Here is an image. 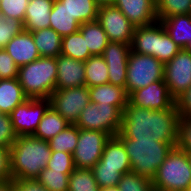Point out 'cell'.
<instances>
[{"mask_svg":"<svg viewBox=\"0 0 191 191\" xmlns=\"http://www.w3.org/2000/svg\"><path fill=\"white\" fill-rule=\"evenodd\" d=\"M70 174L45 168L40 172L36 180L48 191H68Z\"/></svg>","mask_w":191,"mask_h":191,"instance_id":"cell-36","label":"cell"},{"mask_svg":"<svg viewBox=\"0 0 191 191\" xmlns=\"http://www.w3.org/2000/svg\"><path fill=\"white\" fill-rule=\"evenodd\" d=\"M109 138L106 132L79 128L78 142L72 154L75 168L91 169L100 160Z\"/></svg>","mask_w":191,"mask_h":191,"instance_id":"cell-10","label":"cell"},{"mask_svg":"<svg viewBox=\"0 0 191 191\" xmlns=\"http://www.w3.org/2000/svg\"><path fill=\"white\" fill-rule=\"evenodd\" d=\"M97 163H103V167L131 168L129 156L117 135L106 141L103 154Z\"/></svg>","mask_w":191,"mask_h":191,"instance_id":"cell-22","label":"cell"},{"mask_svg":"<svg viewBox=\"0 0 191 191\" xmlns=\"http://www.w3.org/2000/svg\"><path fill=\"white\" fill-rule=\"evenodd\" d=\"M29 0H0V15L24 22Z\"/></svg>","mask_w":191,"mask_h":191,"instance_id":"cell-39","label":"cell"},{"mask_svg":"<svg viewBox=\"0 0 191 191\" xmlns=\"http://www.w3.org/2000/svg\"><path fill=\"white\" fill-rule=\"evenodd\" d=\"M180 118H191V86L175 99Z\"/></svg>","mask_w":191,"mask_h":191,"instance_id":"cell-44","label":"cell"},{"mask_svg":"<svg viewBox=\"0 0 191 191\" xmlns=\"http://www.w3.org/2000/svg\"><path fill=\"white\" fill-rule=\"evenodd\" d=\"M23 30L21 21L0 15V49H5L8 42Z\"/></svg>","mask_w":191,"mask_h":191,"instance_id":"cell-38","label":"cell"},{"mask_svg":"<svg viewBox=\"0 0 191 191\" xmlns=\"http://www.w3.org/2000/svg\"><path fill=\"white\" fill-rule=\"evenodd\" d=\"M16 138L10 114L0 113V147L10 148Z\"/></svg>","mask_w":191,"mask_h":191,"instance_id":"cell-41","label":"cell"},{"mask_svg":"<svg viewBox=\"0 0 191 191\" xmlns=\"http://www.w3.org/2000/svg\"><path fill=\"white\" fill-rule=\"evenodd\" d=\"M85 81L87 87L108 83V68L102 55L89 57L85 62Z\"/></svg>","mask_w":191,"mask_h":191,"instance_id":"cell-30","label":"cell"},{"mask_svg":"<svg viewBox=\"0 0 191 191\" xmlns=\"http://www.w3.org/2000/svg\"><path fill=\"white\" fill-rule=\"evenodd\" d=\"M165 65L150 55L133 51L128 57L126 91L128 95L158 80H164Z\"/></svg>","mask_w":191,"mask_h":191,"instance_id":"cell-7","label":"cell"},{"mask_svg":"<svg viewBox=\"0 0 191 191\" xmlns=\"http://www.w3.org/2000/svg\"><path fill=\"white\" fill-rule=\"evenodd\" d=\"M49 19L50 28L54 29L61 37L76 33L80 29V23L67 12L58 0H54Z\"/></svg>","mask_w":191,"mask_h":191,"instance_id":"cell-23","label":"cell"},{"mask_svg":"<svg viewBox=\"0 0 191 191\" xmlns=\"http://www.w3.org/2000/svg\"><path fill=\"white\" fill-rule=\"evenodd\" d=\"M35 46L42 57H58L61 54L62 37L52 28L31 32Z\"/></svg>","mask_w":191,"mask_h":191,"instance_id":"cell-25","label":"cell"},{"mask_svg":"<svg viewBox=\"0 0 191 191\" xmlns=\"http://www.w3.org/2000/svg\"><path fill=\"white\" fill-rule=\"evenodd\" d=\"M67 12L80 23L97 20L99 6L94 0H58Z\"/></svg>","mask_w":191,"mask_h":191,"instance_id":"cell-29","label":"cell"},{"mask_svg":"<svg viewBox=\"0 0 191 191\" xmlns=\"http://www.w3.org/2000/svg\"><path fill=\"white\" fill-rule=\"evenodd\" d=\"M180 50L181 47L171 39L163 24L160 21H156V45L154 57L165 65Z\"/></svg>","mask_w":191,"mask_h":191,"instance_id":"cell-28","label":"cell"},{"mask_svg":"<svg viewBox=\"0 0 191 191\" xmlns=\"http://www.w3.org/2000/svg\"><path fill=\"white\" fill-rule=\"evenodd\" d=\"M68 191H100L92 169L75 168L69 175Z\"/></svg>","mask_w":191,"mask_h":191,"instance_id":"cell-33","label":"cell"},{"mask_svg":"<svg viewBox=\"0 0 191 191\" xmlns=\"http://www.w3.org/2000/svg\"><path fill=\"white\" fill-rule=\"evenodd\" d=\"M130 45L109 42L102 54L108 68V83L126 88L128 57Z\"/></svg>","mask_w":191,"mask_h":191,"instance_id":"cell-14","label":"cell"},{"mask_svg":"<svg viewBox=\"0 0 191 191\" xmlns=\"http://www.w3.org/2000/svg\"><path fill=\"white\" fill-rule=\"evenodd\" d=\"M97 22L104 29L109 41L131 45L135 26L114 5L98 9Z\"/></svg>","mask_w":191,"mask_h":191,"instance_id":"cell-11","label":"cell"},{"mask_svg":"<svg viewBox=\"0 0 191 191\" xmlns=\"http://www.w3.org/2000/svg\"><path fill=\"white\" fill-rule=\"evenodd\" d=\"M0 191H13V180L0 182Z\"/></svg>","mask_w":191,"mask_h":191,"instance_id":"cell-47","label":"cell"},{"mask_svg":"<svg viewBox=\"0 0 191 191\" xmlns=\"http://www.w3.org/2000/svg\"><path fill=\"white\" fill-rule=\"evenodd\" d=\"M123 112L114 105L89 102L80 113L75 125L84 130L106 132L116 136L121 129Z\"/></svg>","mask_w":191,"mask_h":191,"instance_id":"cell-6","label":"cell"},{"mask_svg":"<svg viewBox=\"0 0 191 191\" xmlns=\"http://www.w3.org/2000/svg\"><path fill=\"white\" fill-rule=\"evenodd\" d=\"M128 102L135 107L165 110L175 103V99L169 94L165 81L158 80L144 88L131 92L128 95Z\"/></svg>","mask_w":191,"mask_h":191,"instance_id":"cell-13","label":"cell"},{"mask_svg":"<svg viewBox=\"0 0 191 191\" xmlns=\"http://www.w3.org/2000/svg\"><path fill=\"white\" fill-rule=\"evenodd\" d=\"M61 55L85 62L92 55L80 31L62 37Z\"/></svg>","mask_w":191,"mask_h":191,"instance_id":"cell-31","label":"cell"},{"mask_svg":"<svg viewBox=\"0 0 191 191\" xmlns=\"http://www.w3.org/2000/svg\"><path fill=\"white\" fill-rule=\"evenodd\" d=\"M12 180L10 148L0 147V182Z\"/></svg>","mask_w":191,"mask_h":191,"instance_id":"cell-45","label":"cell"},{"mask_svg":"<svg viewBox=\"0 0 191 191\" xmlns=\"http://www.w3.org/2000/svg\"><path fill=\"white\" fill-rule=\"evenodd\" d=\"M176 147L191 154V118H180Z\"/></svg>","mask_w":191,"mask_h":191,"instance_id":"cell-42","label":"cell"},{"mask_svg":"<svg viewBox=\"0 0 191 191\" xmlns=\"http://www.w3.org/2000/svg\"><path fill=\"white\" fill-rule=\"evenodd\" d=\"M95 3L101 7V6H109V5H114L115 0H94Z\"/></svg>","mask_w":191,"mask_h":191,"instance_id":"cell-48","label":"cell"},{"mask_svg":"<svg viewBox=\"0 0 191 191\" xmlns=\"http://www.w3.org/2000/svg\"><path fill=\"white\" fill-rule=\"evenodd\" d=\"M121 140L130 159L131 171L151 181L158 167L175 147L171 143L154 140Z\"/></svg>","mask_w":191,"mask_h":191,"instance_id":"cell-4","label":"cell"},{"mask_svg":"<svg viewBox=\"0 0 191 191\" xmlns=\"http://www.w3.org/2000/svg\"><path fill=\"white\" fill-rule=\"evenodd\" d=\"M117 186L120 191H152L153 189L150 179L139 176L132 171L122 174Z\"/></svg>","mask_w":191,"mask_h":191,"instance_id":"cell-37","label":"cell"},{"mask_svg":"<svg viewBox=\"0 0 191 191\" xmlns=\"http://www.w3.org/2000/svg\"><path fill=\"white\" fill-rule=\"evenodd\" d=\"M158 21L170 16L191 14V0H155Z\"/></svg>","mask_w":191,"mask_h":191,"instance_id":"cell-35","label":"cell"},{"mask_svg":"<svg viewBox=\"0 0 191 191\" xmlns=\"http://www.w3.org/2000/svg\"><path fill=\"white\" fill-rule=\"evenodd\" d=\"M100 191H120L118 186H112V187H103L100 188Z\"/></svg>","mask_w":191,"mask_h":191,"instance_id":"cell-49","label":"cell"},{"mask_svg":"<svg viewBox=\"0 0 191 191\" xmlns=\"http://www.w3.org/2000/svg\"><path fill=\"white\" fill-rule=\"evenodd\" d=\"M153 188L160 191H187L191 187L189 154L174 147L158 167L152 179Z\"/></svg>","mask_w":191,"mask_h":191,"instance_id":"cell-5","label":"cell"},{"mask_svg":"<svg viewBox=\"0 0 191 191\" xmlns=\"http://www.w3.org/2000/svg\"><path fill=\"white\" fill-rule=\"evenodd\" d=\"M79 128L69 124L62 132L48 140L51 151H62L73 154L78 142Z\"/></svg>","mask_w":191,"mask_h":191,"instance_id":"cell-32","label":"cell"},{"mask_svg":"<svg viewBox=\"0 0 191 191\" xmlns=\"http://www.w3.org/2000/svg\"><path fill=\"white\" fill-rule=\"evenodd\" d=\"M79 31L85 39L86 47L92 56L102 55L110 42L102 26L96 21L80 24Z\"/></svg>","mask_w":191,"mask_h":191,"instance_id":"cell-24","label":"cell"},{"mask_svg":"<svg viewBox=\"0 0 191 191\" xmlns=\"http://www.w3.org/2000/svg\"><path fill=\"white\" fill-rule=\"evenodd\" d=\"M189 163H190V167H191V154H189Z\"/></svg>","mask_w":191,"mask_h":191,"instance_id":"cell-51","label":"cell"},{"mask_svg":"<svg viewBox=\"0 0 191 191\" xmlns=\"http://www.w3.org/2000/svg\"><path fill=\"white\" fill-rule=\"evenodd\" d=\"M13 191H48L36 179L13 180Z\"/></svg>","mask_w":191,"mask_h":191,"instance_id":"cell-46","label":"cell"},{"mask_svg":"<svg viewBox=\"0 0 191 191\" xmlns=\"http://www.w3.org/2000/svg\"><path fill=\"white\" fill-rule=\"evenodd\" d=\"M164 81L174 99L191 86V52L183 48L165 64Z\"/></svg>","mask_w":191,"mask_h":191,"instance_id":"cell-12","label":"cell"},{"mask_svg":"<svg viewBox=\"0 0 191 191\" xmlns=\"http://www.w3.org/2000/svg\"><path fill=\"white\" fill-rule=\"evenodd\" d=\"M90 101L104 105H114L122 112L128 104V93L126 88L106 83L98 86L88 87Z\"/></svg>","mask_w":191,"mask_h":191,"instance_id":"cell-19","label":"cell"},{"mask_svg":"<svg viewBox=\"0 0 191 191\" xmlns=\"http://www.w3.org/2000/svg\"><path fill=\"white\" fill-rule=\"evenodd\" d=\"M46 168L53 171H62V173H71L75 169L73 156L67 152L52 151Z\"/></svg>","mask_w":191,"mask_h":191,"instance_id":"cell-40","label":"cell"},{"mask_svg":"<svg viewBox=\"0 0 191 191\" xmlns=\"http://www.w3.org/2000/svg\"><path fill=\"white\" fill-rule=\"evenodd\" d=\"M27 99L17 78L0 79V113L10 114Z\"/></svg>","mask_w":191,"mask_h":191,"instance_id":"cell-21","label":"cell"},{"mask_svg":"<svg viewBox=\"0 0 191 191\" xmlns=\"http://www.w3.org/2000/svg\"><path fill=\"white\" fill-rule=\"evenodd\" d=\"M54 0H29L23 22L24 31L50 28V14Z\"/></svg>","mask_w":191,"mask_h":191,"instance_id":"cell-18","label":"cell"},{"mask_svg":"<svg viewBox=\"0 0 191 191\" xmlns=\"http://www.w3.org/2000/svg\"><path fill=\"white\" fill-rule=\"evenodd\" d=\"M180 114L174 103L165 110L135 107L129 102L123 111L120 139L154 140L177 146Z\"/></svg>","mask_w":191,"mask_h":191,"instance_id":"cell-1","label":"cell"},{"mask_svg":"<svg viewBox=\"0 0 191 191\" xmlns=\"http://www.w3.org/2000/svg\"><path fill=\"white\" fill-rule=\"evenodd\" d=\"M18 67L27 65L40 57L32 33L22 31L13 37L5 47Z\"/></svg>","mask_w":191,"mask_h":191,"instance_id":"cell-17","label":"cell"},{"mask_svg":"<svg viewBox=\"0 0 191 191\" xmlns=\"http://www.w3.org/2000/svg\"><path fill=\"white\" fill-rule=\"evenodd\" d=\"M91 169L100 188L117 186L122 174L131 172V168L103 167V163H96Z\"/></svg>","mask_w":191,"mask_h":191,"instance_id":"cell-34","label":"cell"},{"mask_svg":"<svg viewBox=\"0 0 191 191\" xmlns=\"http://www.w3.org/2000/svg\"><path fill=\"white\" fill-rule=\"evenodd\" d=\"M186 51L191 52V41L187 43V45L184 48Z\"/></svg>","mask_w":191,"mask_h":191,"instance_id":"cell-50","label":"cell"},{"mask_svg":"<svg viewBox=\"0 0 191 191\" xmlns=\"http://www.w3.org/2000/svg\"><path fill=\"white\" fill-rule=\"evenodd\" d=\"M50 106L70 124H75L80 113L90 102L88 87L78 86L69 89H56L50 95Z\"/></svg>","mask_w":191,"mask_h":191,"instance_id":"cell-8","label":"cell"},{"mask_svg":"<svg viewBox=\"0 0 191 191\" xmlns=\"http://www.w3.org/2000/svg\"><path fill=\"white\" fill-rule=\"evenodd\" d=\"M155 45L156 22L147 26L135 27L130 45L131 51L154 57Z\"/></svg>","mask_w":191,"mask_h":191,"instance_id":"cell-27","label":"cell"},{"mask_svg":"<svg viewBox=\"0 0 191 191\" xmlns=\"http://www.w3.org/2000/svg\"><path fill=\"white\" fill-rule=\"evenodd\" d=\"M56 57H42L18 68V81L29 99H49L56 90Z\"/></svg>","mask_w":191,"mask_h":191,"instance_id":"cell-3","label":"cell"},{"mask_svg":"<svg viewBox=\"0 0 191 191\" xmlns=\"http://www.w3.org/2000/svg\"><path fill=\"white\" fill-rule=\"evenodd\" d=\"M165 27L171 39L181 47L185 48L191 41V14L170 16L159 20Z\"/></svg>","mask_w":191,"mask_h":191,"instance_id":"cell-20","label":"cell"},{"mask_svg":"<svg viewBox=\"0 0 191 191\" xmlns=\"http://www.w3.org/2000/svg\"><path fill=\"white\" fill-rule=\"evenodd\" d=\"M114 6L135 26H147L158 21L155 0H115Z\"/></svg>","mask_w":191,"mask_h":191,"instance_id":"cell-15","label":"cell"},{"mask_svg":"<svg viewBox=\"0 0 191 191\" xmlns=\"http://www.w3.org/2000/svg\"><path fill=\"white\" fill-rule=\"evenodd\" d=\"M50 107L49 99H27L11 113L12 127L17 136L34 135L45 112Z\"/></svg>","mask_w":191,"mask_h":191,"instance_id":"cell-9","label":"cell"},{"mask_svg":"<svg viewBox=\"0 0 191 191\" xmlns=\"http://www.w3.org/2000/svg\"><path fill=\"white\" fill-rule=\"evenodd\" d=\"M18 66L5 49H0V79L18 77Z\"/></svg>","mask_w":191,"mask_h":191,"instance_id":"cell-43","label":"cell"},{"mask_svg":"<svg viewBox=\"0 0 191 191\" xmlns=\"http://www.w3.org/2000/svg\"><path fill=\"white\" fill-rule=\"evenodd\" d=\"M52 151L48 141L29 136H17L10 147L12 180H34L47 167Z\"/></svg>","mask_w":191,"mask_h":191,"instance_id":"cell-2","label":"cell"},{"mask_svg":"<svg viewBox=\"0 0 191 191\" xmlns=\"http://www.w3.org/2000/svg\"><path fill=\"white\" fill-rule=\"evenodd\" d=\"M56 64V89H69L86 85L84 62L60 54L56 57Z\"/></svg>","mask_w":191,"mask_h":191,"instance_id":"cell-16","label":"cell"},{"mask_svg":"<svg viewBox=\"0 0 191 191\" xmlns=\"http://www.w3.org/2000/svg\"><path fill=\"white\" fill-rule=\"evenodd\" d=\"M69 124L65 118L50 106L41 119L33 136L48 141L62 132Z\"/></svg>","mask_w":191,"mask_h":191,"instance_id":"cell-26","label":"cell"}]
</instances>
